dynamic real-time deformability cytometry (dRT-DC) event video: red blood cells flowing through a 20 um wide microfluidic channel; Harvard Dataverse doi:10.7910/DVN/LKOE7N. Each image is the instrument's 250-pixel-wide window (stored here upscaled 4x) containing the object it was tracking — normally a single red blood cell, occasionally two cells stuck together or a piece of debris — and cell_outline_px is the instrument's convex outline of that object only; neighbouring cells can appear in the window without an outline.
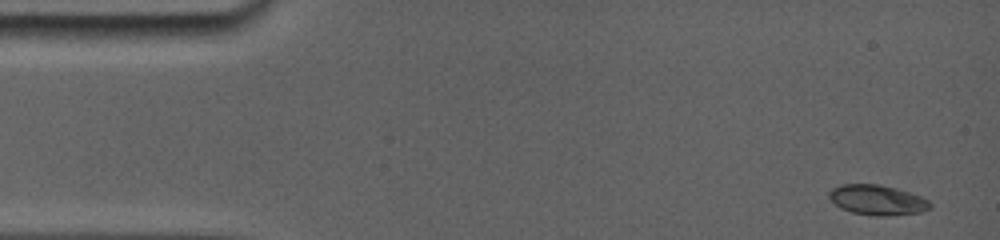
{"species": "common noctule bat (a hibernating species)", "species_latin": "Nyctalus noctula", "temperature_condition": "room temperature", "stored_images_in_passage": 12, "camera_frame_rate_fps": 5000, "um_per_image_px": 0.085, "animal": {"sex": "female", "body_mass_g": 19.0, "forearm_length_mm": 56.7}, "frame": {"image": 1, "passage_image": 1, "time_ms": 0.0, "image_size_px": [1000, 240], "cell_outline_px": [[932, 208], [920, 212], [884, 216], [876, 216], [852, 212], [840, 208], [828, 196], [828, 192], [832, 188], [844, 184], [876, 184], [908, 192], [920, 196], [928, 200], [932, 204]], "centroid_in_image_um": [74.56, 17.0], "position_along_channel_um": 10.4, "area_um2": 17.46}}
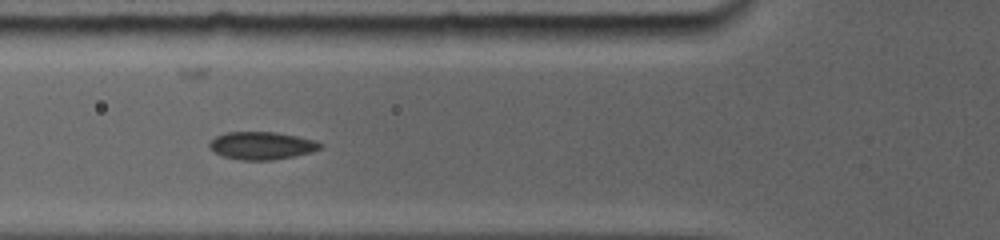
{"frame": {"image": 2, "passage_image": 9, "time_ms": 5.2, "image_size_px": [1000, 240], "cell_outline_px": [[320, 148], [312, 152], [272, 160], [240, 160], [224, 156], [216, 152], [208, 144], [216, 136], [228, 132], [272, 132], [296, 136], [312, 140], [320, 144]], "centroid_in_image_um": [22.22, 12.38], "position_along_channel_um": 103.6, "area_um2": 17.4}}
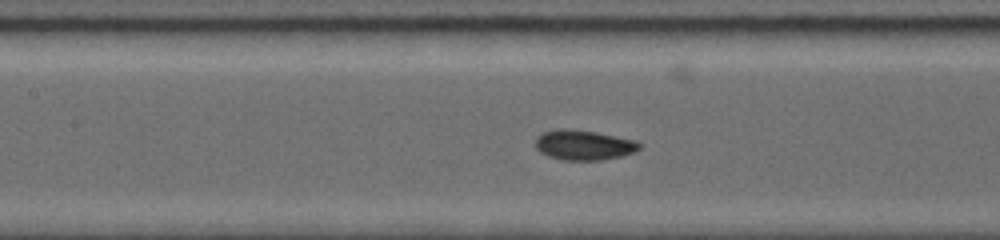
{"frame": {"image": 3, "passage_image": 12, "time_ms": 6.6, "image_size_px": [1000, 240], "cell_outline_px": [[640, 148], [632, 152], [620, 156], [600, 160], [564, 160], [548, 156], [540, 152], [536, 148], [536, 140], [544, 132], [592, 132], [632, 140], [640, 144]], "centroid_in_image_um": [49.63, 12.4], "position_along_channel_um": 157.8, "area_um2": 16.82}}